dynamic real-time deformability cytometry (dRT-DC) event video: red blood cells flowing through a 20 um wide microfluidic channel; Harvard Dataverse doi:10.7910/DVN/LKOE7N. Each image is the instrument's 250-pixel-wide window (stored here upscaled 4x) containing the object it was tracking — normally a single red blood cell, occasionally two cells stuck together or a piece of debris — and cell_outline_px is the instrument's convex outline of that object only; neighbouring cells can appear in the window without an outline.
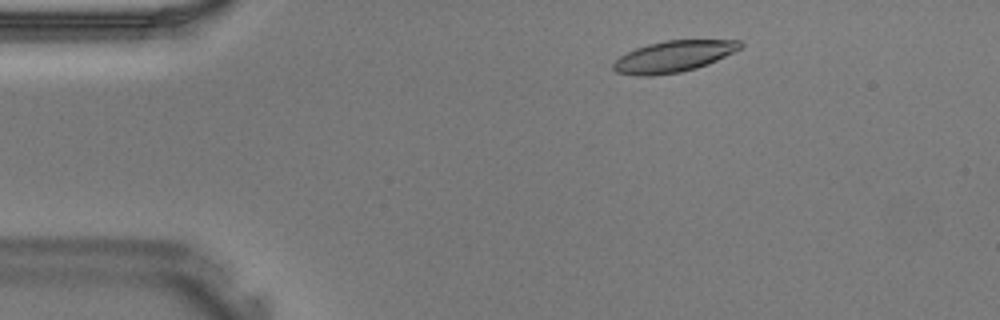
{"species": "Egyptian fruit bat (a non-hibernating species)", "species_latin": "Rousettus aegyptiacus", "temperature_condition": "warm", "stored_images_in_passage": 38, "camera_frame_rate_fps": 3000, "um_per_image_px": 0.085, "animal": {"sex": "male"}, "frame": {"image": 1, "passage_image": 4, "time_ms": 1.0, "image_size_px": [1000, 320], "cell_outline_px": [[744, 44], [740, 48], [708, 64], [696, 68], [680, 72], [652, 76], [636, 76], [616, 72], [612, 68], [612, 64], [620, 56], [636, 48], [648, 44], [664, 40], [740, 40]], "centroid_in_image_um": [57.21, 4.8], "position_along_channel_um": 27.8, "area_um2": 23.06}}
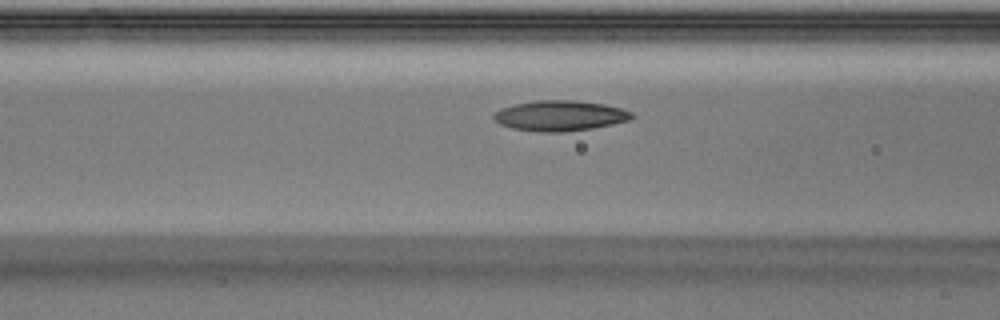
{"frame": {"image": 2, "passage_image": 13, "time_ms": 4.0, "image_size_px": [1000, 320], "cell_outline_px": [[632, 116], [628, 120], [612, 124], [592, 128], [560, 132], [540, 132], [512, 128], [500, 124], [492, 116], [500, 108], [512, 104], [536, 100], [576, 100], [604, 104], [620, 108], [632, 112]], "centroid_in_image_um": [47.55, 9.82], "position_along_channel_um": 119.0, "area_um2": 24.33}}
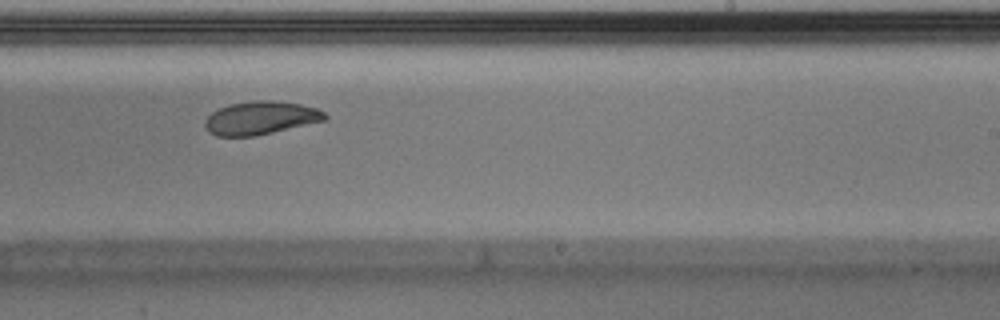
{"frame": {"image": 3, "passage_image": 22, "time_ms": 7.0, "image_size_px": [1000, 320], "cell_outline_px": [[328, 120], [272, 132], [252, 136], [216, 136], [208, 132], [204, 124], [204, 120], [212, 112], [220, 108], [232, 104], [256, 100], [268, 100], [300, 104], [316, 108], [324, 112], [328, 116]], "centroid_in_image_um": [22.16, 10.03], "position_along_channel_um": 266.8, "area_um2": 23.06}}